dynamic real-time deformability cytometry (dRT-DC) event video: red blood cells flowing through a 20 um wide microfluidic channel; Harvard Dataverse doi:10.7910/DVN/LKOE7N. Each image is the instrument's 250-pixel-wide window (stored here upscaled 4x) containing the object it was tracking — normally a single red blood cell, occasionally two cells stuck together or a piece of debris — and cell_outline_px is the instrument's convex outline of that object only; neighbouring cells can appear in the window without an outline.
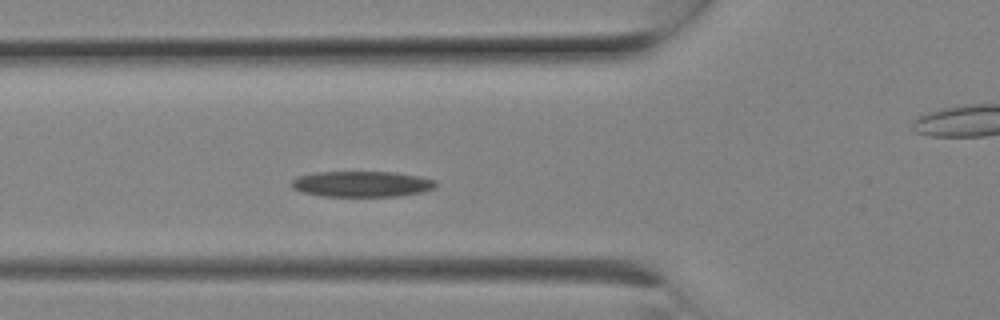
{"species": "Egyptian fruit bat (a non-hibernating species)", "species_latin": "Rousettus aegyptiacus", "temperature_condition": "room temperature", "stored_images_in_passage": 7, "camera_frame_rate_fps": 3000, "um_per_image_px": 0.085, "animal": {"sex": "female"}, "frame": {"image": 1, "passage_image": 6, "time_ms": 1.667, "image_size_px": [1000, 320], "cell_outline_px": [[436, 184], [432, 188], [420, 192], [400, 196], [320, 196], [300, 192], [292, 188], [292, 180], [296, 176], [316, 172], [396, 172], [420, 176], [436, 180]], "centroid_in_image_um": [30.71, 15.63], "position_along_channel_um": 95.1, "area_um2": 21.73}}